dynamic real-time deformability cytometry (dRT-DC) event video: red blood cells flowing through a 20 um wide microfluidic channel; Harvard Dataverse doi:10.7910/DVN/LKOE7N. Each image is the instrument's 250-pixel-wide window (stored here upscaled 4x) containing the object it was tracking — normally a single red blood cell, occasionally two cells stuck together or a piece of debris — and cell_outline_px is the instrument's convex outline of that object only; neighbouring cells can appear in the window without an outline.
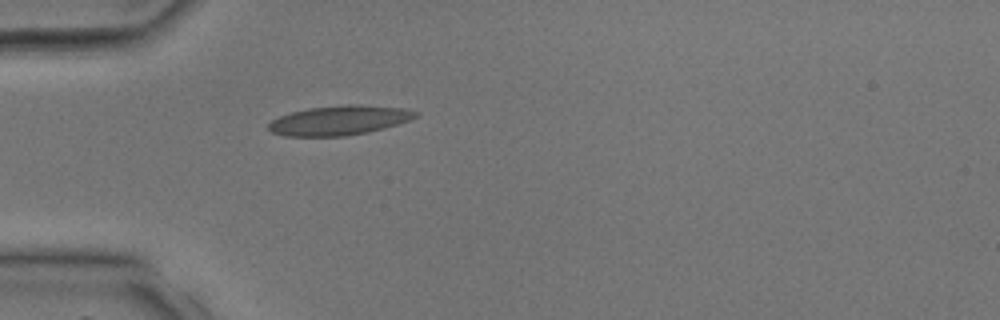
{"species": "common noctule bat (a hibernating species)", "species_latin": "Nyctalus noctula", "temperature_condition": "room temperature", "stored_images_in_passage": 28, "camera_frame_rate_fps": 3000, "um_per_image_px": 0.085, "animal": {"sex": "male", "body_mass_g": 17.9, "forearm_length_mm": 54.2}, "frame": {"image": 1, "passage_image": 1, "time_ms": 0.0, "image_size_px": [1000, 320], "cell_outline_px": [[420, 112], [416, 116], [408, 120], [384, 128], [368, 132], [344, 136], [284, 136], [272, 132], [268, 128], [268, 124], [272, 120], [280, 116], [292, 112], [308, 108], [348, 104], [356, 104], [404, 108]], "centroid_in_image_um": [28.83, 10.22], "position_along_channel_um": 56.2, "area_um2": 25.14}}
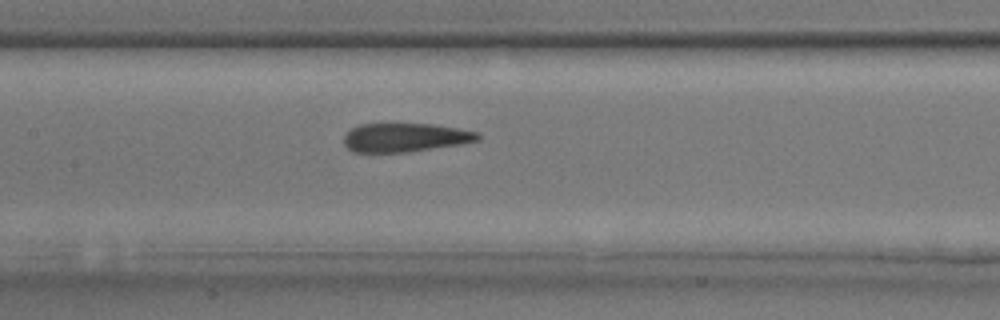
{"frame": {"image": 2, "passage_image": 8, "time_ms": 2.333, "image_size_px": [1000, 320], "cell_outline_px": [[480, 140], [460, 144], [404, 152], [352, 152], [344, 144], [344, 136], [352, 128], [360, 124], [432, 124], [480, 132]], "centroid_in_image_um": [34.44, 11.68], "position_along_channel_um": 173.0, "area_um2": 22.25}}
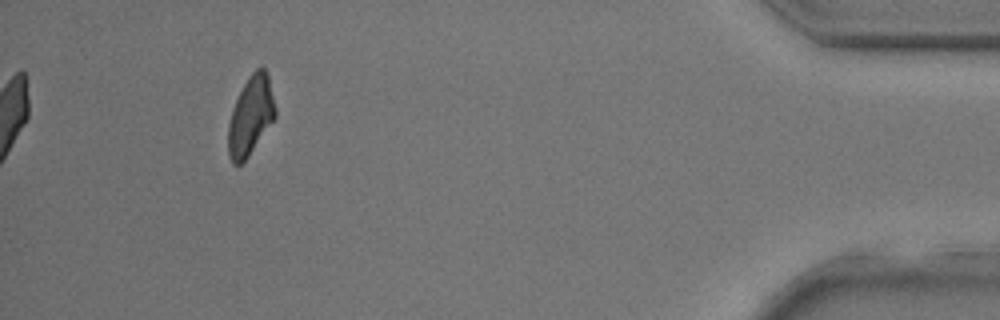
{"frame": {"image": 3, "passage_image": 25, "time_ms": 8.0, "image_size_px": [1000, 320], "cell_outline_px": [[276, 116], [248, 156], [240, 164], [232, 164], [228, 156], [228, 124], [232, 108], [248, 76], [256, 68], [264, 68], [268, 76], [276, 108]], "centroid_in_image_um": [21.29, 9.85], "position_along_channel_um": 413.9, "area_um2": 21.39}}